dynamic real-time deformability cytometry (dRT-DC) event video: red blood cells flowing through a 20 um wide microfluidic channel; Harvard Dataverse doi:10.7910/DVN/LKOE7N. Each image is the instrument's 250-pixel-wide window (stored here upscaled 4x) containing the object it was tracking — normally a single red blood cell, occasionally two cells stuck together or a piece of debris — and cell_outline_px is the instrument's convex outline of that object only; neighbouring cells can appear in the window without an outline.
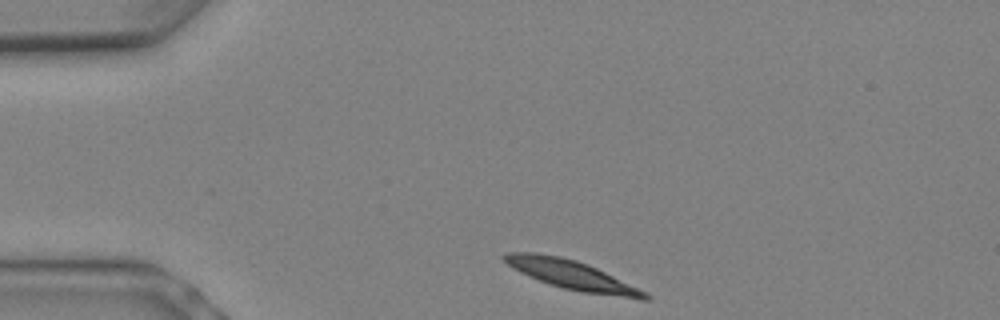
{"species": "Egyptian fruit bat (a non-hibernating species)", "species_latin": "Rousettus aegyptiacus", "temperature_condition": "warm", "stored_images_in_passage": 3, "camera_frame_rate_fps": 3000, "um_per_image_px": 0.085, "animal": {"sex": "female"}, "frame": {"image": 1, "passage_image": 1, "time_ms": 0.0, "image_size_px": [1000, 320], "cell_outline_px": [[652, 296], [648, 300], [640, 300], [580, 292], [548, 284], [520, 272], [512, 268], [500, 256], [504, 252], [536, 252], [560, 256], [576, 260], [588, 264], [648, 292]], "centroid_in_image_um": [48.64, 23.38], "position_along_channel_um": 36.4, "area_um2": 24.22}}